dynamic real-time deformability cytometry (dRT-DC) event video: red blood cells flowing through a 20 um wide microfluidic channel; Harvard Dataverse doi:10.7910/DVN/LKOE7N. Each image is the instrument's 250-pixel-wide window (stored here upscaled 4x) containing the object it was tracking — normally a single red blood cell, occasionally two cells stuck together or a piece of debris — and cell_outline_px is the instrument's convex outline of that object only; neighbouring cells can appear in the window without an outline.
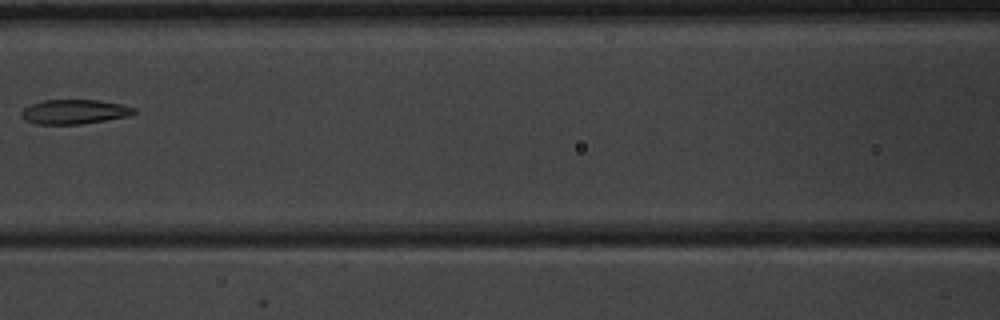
{"species": "common noctule bat (a hibernating species)", "species_latin": "Nyctalus noctula", "temperature_condition": "warm", "stored_images_in_passage": 7, "camera_frame_rate_fps": 3000, "um_per_image_px": 0.085, "animal": {"sex": "male", "body_mass_g": 20.1, "forearm_length_mm": 53.5}, "frame": {"image": 1, "passage_image": 6, "time_ms": 6.667, "image_size_px": [1000, 320], "cell_outline_px": [[136, 112], [132, 116], [80, 124], [36, 124], [24, 120], [20, 112], [24, 108], [32, 104], [44, 100], [100, 100], [124, 104], [136, 108]], "centroid_in_image_um": [6.37, 9.5], "position_along_channel_um": 160.2, "area_um2": 16.24}}